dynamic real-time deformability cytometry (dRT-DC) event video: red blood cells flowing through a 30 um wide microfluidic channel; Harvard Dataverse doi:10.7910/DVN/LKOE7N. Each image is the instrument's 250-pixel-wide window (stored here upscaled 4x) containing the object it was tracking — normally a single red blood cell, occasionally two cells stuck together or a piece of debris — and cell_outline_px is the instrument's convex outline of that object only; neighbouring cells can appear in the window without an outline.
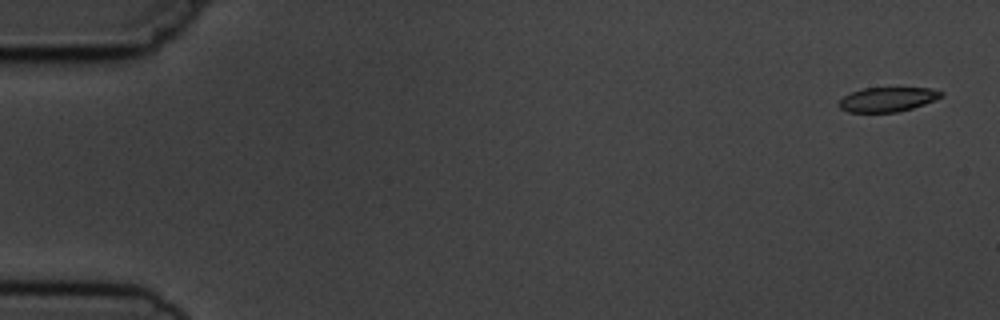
{"species": "common noctule bat (a hibernating species)", "species_latin": "Nyctalus noctula", "temperature_condition": "cold", "stored_images_in_passage": 6, "camera_frame_rate_fps": 3000, "um_per_image_px": 0.085, "animal": {"sex": "male", "body_mass_g": 19.5, "forearm_length_mm": 54.6}, "frame": {"image": 1, "passage_image": 1, "time_ms": 0.0, "image_size_px": [1000, 320], "cell_outline_px": [[944, 96], [924, 104], [912, 108], [896, 112], [848, 112], [840, 108], [836, 104], [844, 96], [852, 92], [864, 88], [932, 88], [944, 92]], "centroid_in_image_um": [75.44, 8.45], "position_along_channel_um": 9.6, "area_um2": 14.57}}
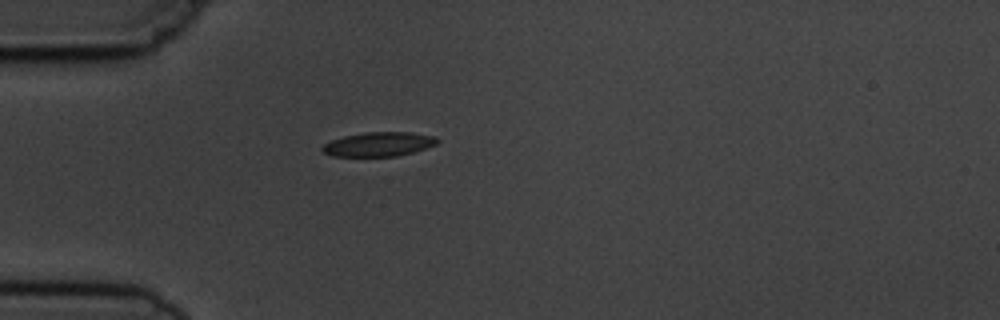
{"frame": {"image": 2, "passage_image": 5, "time_ms": 4.667, "image_size_px": [1000, 320], "cell_outline_px": [[440, 140], [436, 144], [412, 152], [396, 156], [332, 156], [324, 152], [320, 148], [324, 144], [332, 140], [344, 136], [368, 132], [408, 132], [436, 136]], "centroid_in_image_um": [32.19, 12.25], "position_along_channel_um": 52.8, "area_um2": 16.07}}